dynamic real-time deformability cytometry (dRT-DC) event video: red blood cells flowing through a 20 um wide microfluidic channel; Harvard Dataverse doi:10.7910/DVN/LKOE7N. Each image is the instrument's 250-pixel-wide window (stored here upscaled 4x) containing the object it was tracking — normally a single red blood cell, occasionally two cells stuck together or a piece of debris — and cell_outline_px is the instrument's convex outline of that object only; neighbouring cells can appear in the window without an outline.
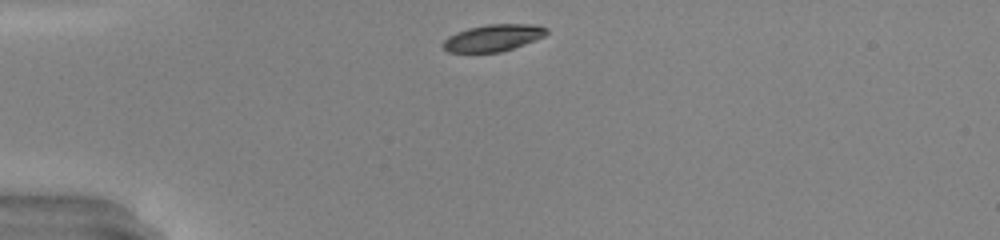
{"species": "common noctule bat (a hibernating species)", "species_latin": "Nyctalus noctula", "temperature_condition": "warm", "stored_images_in_passage": 30, "camera_frame_rate_fps": 3000, "um_per_image_px": 0.085, "animal": {"sex": "male", "body_mass_g": 20.0, "forearm_length_mm": 53.3}, "frame": {"image": 1, "passage_image": 1, "time_ms": 0.0, "image_size_px": [1000, 240], "cell_outline_px": [[548, 32], [544, 36], [524, 44], [500, 52], [448, 52], [440, 44], [448, 36], [456, 32], [468, 28], [488, 24], [536, 24], [548, 28]], "centroid_in_image_um": [41.9, 3.21], "position_along_channel_um": 43.1, "area_um2": 16.18}}
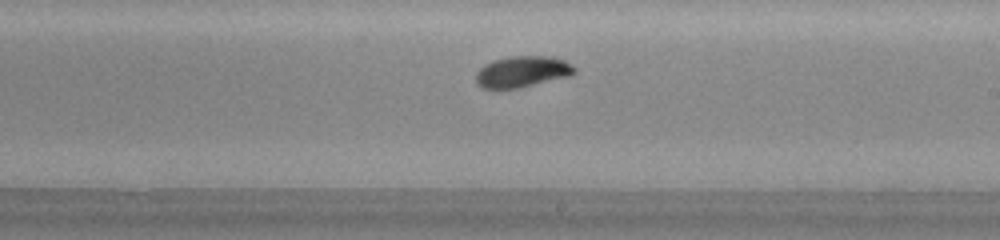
{"frame": {"image": 2, "passage_image": 18, "time_ms": 5.667, "image_size_px": [1000, 240], "cell_outline_px": [[576, 72], [572, 76], [516, 88], [484, 88], [476, 84], [476, 72], [484, 64], [492, 60], [508, 56], [552, 56], [564, 60], [576, 68]], "centroid_in_image_um": [44.4, 6.08], "position_along_channel_um": 244.6, "area_um2": 18.03}}
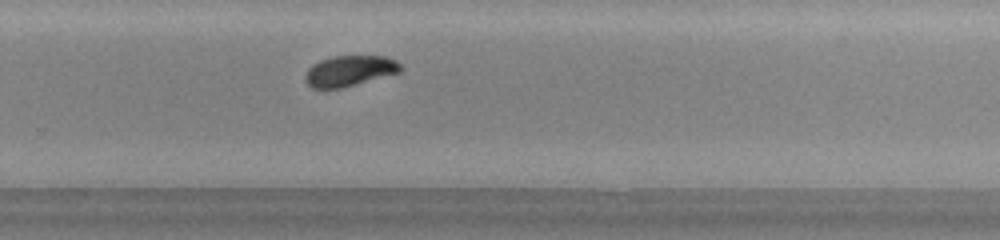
{"frame": {"image": 3, "passage_image": 22, "time_ms": 7.0, "image_size_px": [1000, 240], "cell_outline_px": [[404, 68], [400, 72], [340, 88], [312, 88], [304, 80], [304, 76], [308, 68], [312, 64], [320, 60], [332, 56], [388, 56], [396, 60]], "centroid_in_image_um": [29.71, 6.01], "position_along_channel_um": 300.1, "area_um2": 17.05}, "authors_computed_cell_mechanics": {"area_um2": 17.1088, "velocity_mm_per_s": 4.1616, "shape_relaxation_time_tau1_ms": 2.544, "shape_relaxation_time_tau2_ms": 2.9805, "deformation_change_tau1": 0.1353, "deformation_change_tau2": 0.0534}}